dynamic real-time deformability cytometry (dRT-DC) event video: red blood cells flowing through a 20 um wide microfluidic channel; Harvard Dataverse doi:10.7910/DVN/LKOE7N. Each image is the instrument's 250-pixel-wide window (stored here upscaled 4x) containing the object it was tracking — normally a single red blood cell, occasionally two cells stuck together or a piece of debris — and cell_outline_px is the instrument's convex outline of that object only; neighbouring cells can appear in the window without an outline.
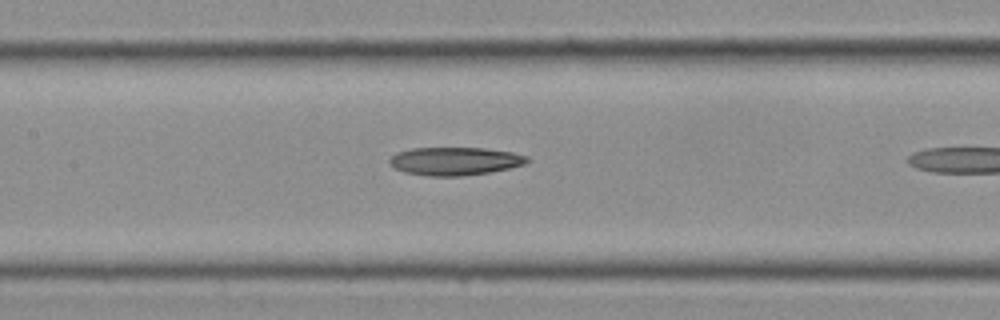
{"species": "Egyptian fruit bat (a non-hibernating species)", "species_latin": "Rousettus aegyptiacus", "temperature_condition": "cold", "stored_images_in_passage": 9, "camera_frame_rate_fps": 3000, "um_per_image_px": 0.085, "frame": {"image": 1, "passage_image": 8, "time_ms": 2.333, "image_size_px": [1000, 320], "cell_outline_px": [[528, 160], [524, 164], [508, 168], [488, 172], [460, 176], [428, 176], [404, 172], [388, 164], [388, 160], [396, 152], [412, 148], [484, 148], [512, 152], [528, 156]], "centroid_in_image_um": [38.62, 13.69], "position_along_channel_um": 168.8, "area_um2": 22.43}}